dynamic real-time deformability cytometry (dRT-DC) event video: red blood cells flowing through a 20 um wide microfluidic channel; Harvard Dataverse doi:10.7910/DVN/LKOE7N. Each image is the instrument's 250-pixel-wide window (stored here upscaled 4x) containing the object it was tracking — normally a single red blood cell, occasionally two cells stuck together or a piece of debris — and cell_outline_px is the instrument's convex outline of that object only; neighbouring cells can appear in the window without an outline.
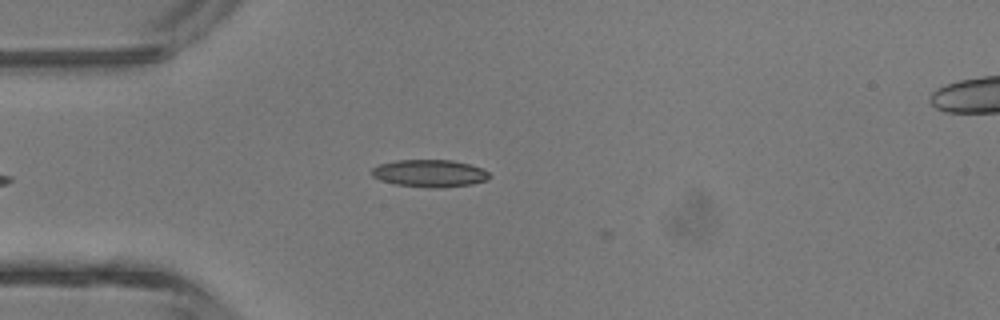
{"species": "common noctule bat (a hibernating species)", "species_latin": "Nyctalus noctula", "temperature_condition": "room temperature", "stored_images_in_passage": 2, "camera_frame_rate_fps": 3000, "um_per_image_px": 0.085, "animal": {"sex": "male", "body_mass_g": 13.3}, "frame": {"image": 1, "passage_image": 1, "time_ms": 0.0, "image_size_px": [1000, 320], "cell_outline_px": [[492, 176], [488, 180], [472, 184], [440, 188], [432, 188], [396, 184], [380, 180], [372, 176], [372, 168], [380, 164], [396, 160], [452, 160], [468, 164], [480, 168], [488, 172]], "centroid_in_image_um": [36.53, 14.74], "position_along_channel_um": 48.5, "area_um2": 18.73}}